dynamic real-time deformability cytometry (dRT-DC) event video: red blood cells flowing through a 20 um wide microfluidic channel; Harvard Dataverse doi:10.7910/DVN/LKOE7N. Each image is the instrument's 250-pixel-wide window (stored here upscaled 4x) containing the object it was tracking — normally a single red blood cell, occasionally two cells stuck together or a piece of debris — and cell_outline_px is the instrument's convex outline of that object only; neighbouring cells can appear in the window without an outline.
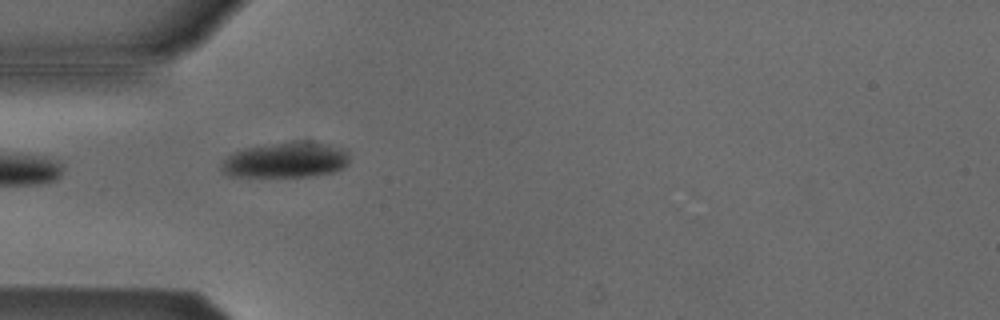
{"species": "Egyptian fruit bat (a non-hibernating species)", "species_latin": "Rousettus aegyptiacus", "temperature_condition": "cold", "stored_images_in_passage": 3, "camera_frame_rate_fps": 3000, "um_per_image_px": 0.085, "animal": {"sex": "male"}, "frame": {"image": 1, "passage_image": 1, "time_ms": 0.0, "image_size_px": [1000, 320], "cell_outline_px": [[348, 164], [344, 168], [332, 172], [312, 176], [232, 176], [224, 172], [220, 168], [224, 160], [228, 156], [244, 148], [292, 140], [308, 140], [328, 144], [344, 148], [348, 152]], "centroid_in_image_um": [24.36, 13.57], "position_along_channel_um": 60.6, "area_um2": 26.65}}